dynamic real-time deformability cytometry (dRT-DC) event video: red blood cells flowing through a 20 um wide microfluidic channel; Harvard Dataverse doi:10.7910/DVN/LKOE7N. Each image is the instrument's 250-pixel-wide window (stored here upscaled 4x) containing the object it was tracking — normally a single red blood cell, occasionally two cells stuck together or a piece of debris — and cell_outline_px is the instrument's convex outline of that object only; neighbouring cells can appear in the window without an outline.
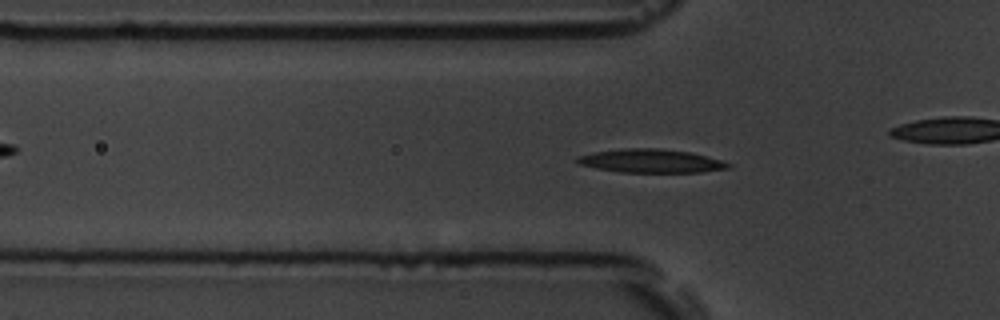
{"species": "common noctule bat (a hibernating species)", "species_latin": "Nyctalus noctula", "temperature_condition": "room temperature", "stored_images_in_passage": 54, "camera_frame_rate_fps": 3000, "um_per_image_px": 0.085, "animal": {"sex": "male", "body_mass_g": 19.5, "forearm_length_mm": 54.6}, "frame": {"image": 1, "passage_image": 15, "time_ms": 4.667, "image_size_px": [1000, 320], "cell_outline_px": [[732, 168], [700, 172], [620, 172], [596, 168], [580, 164], [576, 160], [576, 156], [592, 152], [620, 148], [656, 148], [692, 152], [720, 160], [732, 164]], "centroid_in_image_um": [55.33, 13.67], "position_along_channel_um": 70.5, "area_um2": 20.81}}
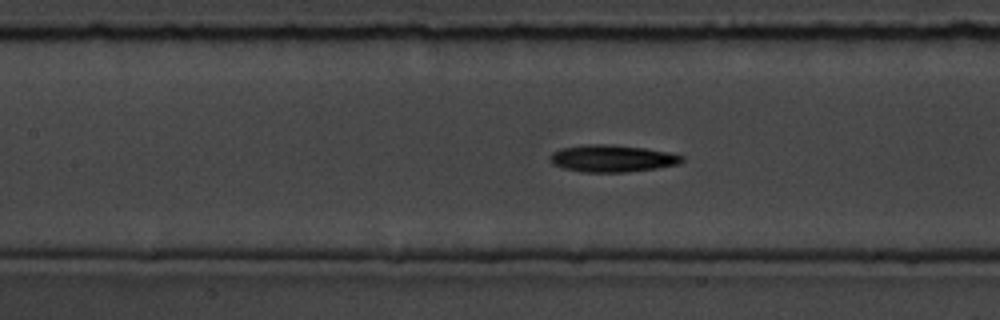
{"frame": {"image": 2, "passage_image": 22, "time_ms": 7.0, "image_size_px": [1000, 320], "cell_outline_px": [[684, 160], [680, 164], [656, 168], [624, 172], [580, 172], [564, 168], [552, 164], [548, 160], [548, 156], [552, 152], [560, 148], [588, 144], [612, 144], [644, 148], [668, 152], [684, 156]], "centroid_in_image_um": [52.0, 13.46], "position_along_channel_um": 155.4, "area_um2": 20.98}}
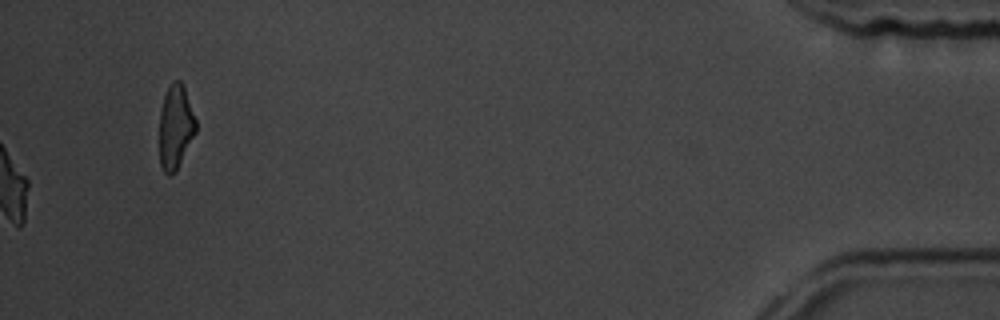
{"frame": {"image": 3, "passage_image": 54, "time_ms": 17.667, "image_size_px": [1000, 320], "cell_outline_px": [[196, 132], [176, 172], [172, 176], [168, 176], [164, 172], [160, 164], [160, 112], [164, 96], [172, 80], [180, 80], [184, 84], [196, 120]], "centroid_in_image_um": [14.93, 10.8], "position_along_channel_um": 420.3, "area_um2": 18.03}, "authors_computed_cell_mechanics": {"area_um2": 19.4497, "velocity_mm_per_s": 3.6293, "shape_relaxation_time_tau1_ms": 4.5906, "shape_relaxation_time_tau2_ms": null, "deformation_change_tau1": 0.1452, "deformation_change_tau2": null}}